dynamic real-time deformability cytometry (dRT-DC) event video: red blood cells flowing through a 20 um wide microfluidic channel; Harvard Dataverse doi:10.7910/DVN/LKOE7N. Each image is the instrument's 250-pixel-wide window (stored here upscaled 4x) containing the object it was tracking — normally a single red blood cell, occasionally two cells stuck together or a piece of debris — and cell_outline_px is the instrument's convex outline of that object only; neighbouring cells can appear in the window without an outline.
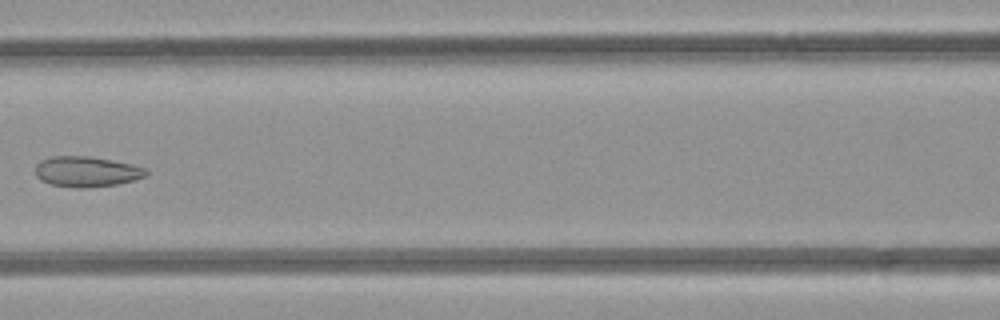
{"species": "common noctule bat (a hibernating species)", "species_latin": "Nyctalus noctula", "temperature_condition": "room temperature", "stored_images_in_passage": 3, "camera_frame_rate_fps": 3000, "um_per_image_px": 0.085, "animal": {"sex": "female", "body_mass_g": 21.9}, "frame": {"image": 1, "passage_image": 3, "time_ms": 2.333, "image_size_px": [1000, 320], "cell_outline_px": [[148, 176], [116, 184], [88, 188], [76, 188], [52, 184], [40, 180], [36, 176], [36, 164], [40, 160], [52, 156], [88, 156], [112, 160], [132, 164], [144, 168], [148, 172]], "centroid_in_image_um": [7.35, 14.58], "position_along_channel_um": 159.3, "area_um2": 19.65}}